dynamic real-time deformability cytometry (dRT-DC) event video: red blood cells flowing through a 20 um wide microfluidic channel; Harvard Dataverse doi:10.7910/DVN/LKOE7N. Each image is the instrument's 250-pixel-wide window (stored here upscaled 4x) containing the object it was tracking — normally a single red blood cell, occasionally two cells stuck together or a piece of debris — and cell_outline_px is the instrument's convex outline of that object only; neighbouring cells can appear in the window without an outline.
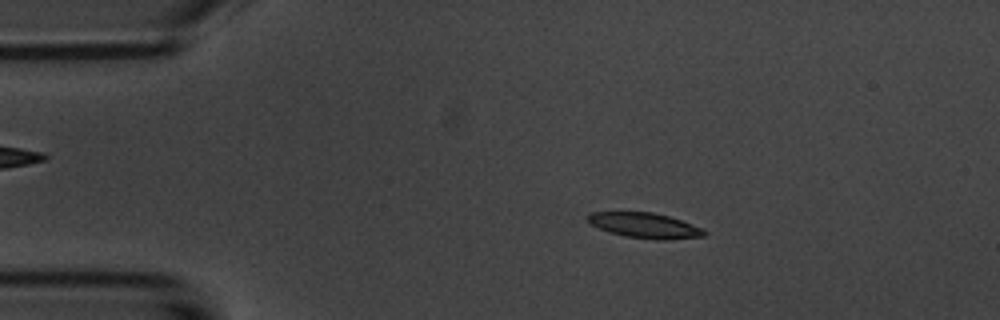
{"species": "common noctule bat (a hibernating species)", "species_latin": "Nyctalus noctula", "temperature_condition": "room temperature", "stored_images_in_passage": 8, "camera_frame_rate_fps": 3000, "um_per_image_px": 0.085, "animal": {"sex": "male", "body_mass_g": 20.1, "forearm_length_mm": 53.5}, "frame": {"image": 1, "passage_image": 2, "time_ms": 1.333, "image_size_px": [1000, 320], "cell_outline_px": [[708, 232], [704, 236], [668, 240], [656, 240], [624, 236], [608, 232], [592, 224], [588, 220], [588, 212], [652, 212], [668, 216], [704, 228]], "centroid_in_image_um": [54.84, 19.17], "position_along_channel_um": 30.2, "area_um2": 17.17}}
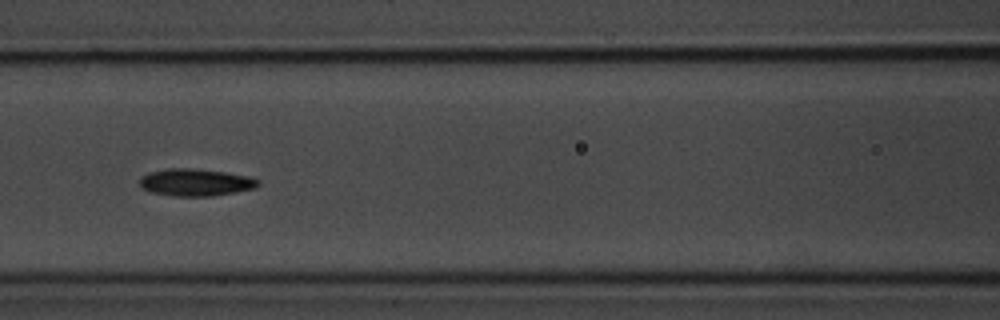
{"frame": {"image": 2, "passage_image": 6, "time_ms": 6.0, "image_size_px": [1000, 320], "cell_outline_px": [[260, 184], [256, 188], [236, 192], [212, 196], [176, 196], [148, 192], [140, 184], [140, 176], [148, 172], [168, 168], [192, 168], [224, 172], [248, 176], [260, 180]], "centroid_in_image_um": [16.62, 15.5], "position_along_channel_um": 150.0, "area_um2": 18.9}}
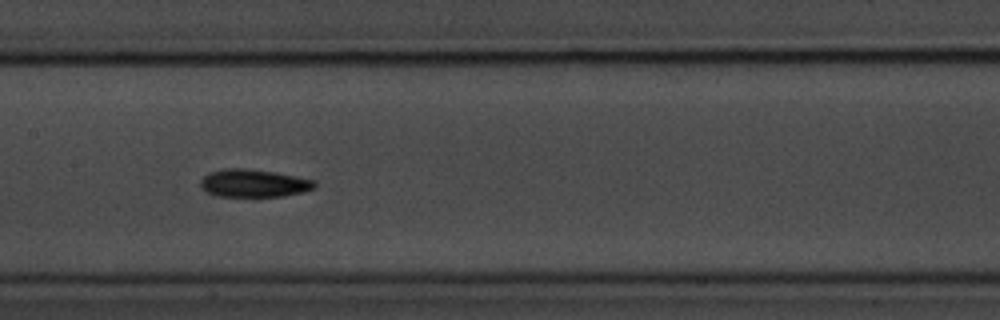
{"frame": {"image": 3, "passage_image": 7, "time_ms": 7.0, "image_size_px": [1000, 320], "cell_outline_px": [[316, 188], [304, 192], [284, 196], [256, 200], [252, 200], [216, 196], [200, 188], [200, 180], [208, 172], [224, 168], [244, 168], [276, 172], [316, 180]], "centroid_in_image_um": [21.57, 15.63], "position_along_channel_um": 185.8, "area_um2": 19.77}}